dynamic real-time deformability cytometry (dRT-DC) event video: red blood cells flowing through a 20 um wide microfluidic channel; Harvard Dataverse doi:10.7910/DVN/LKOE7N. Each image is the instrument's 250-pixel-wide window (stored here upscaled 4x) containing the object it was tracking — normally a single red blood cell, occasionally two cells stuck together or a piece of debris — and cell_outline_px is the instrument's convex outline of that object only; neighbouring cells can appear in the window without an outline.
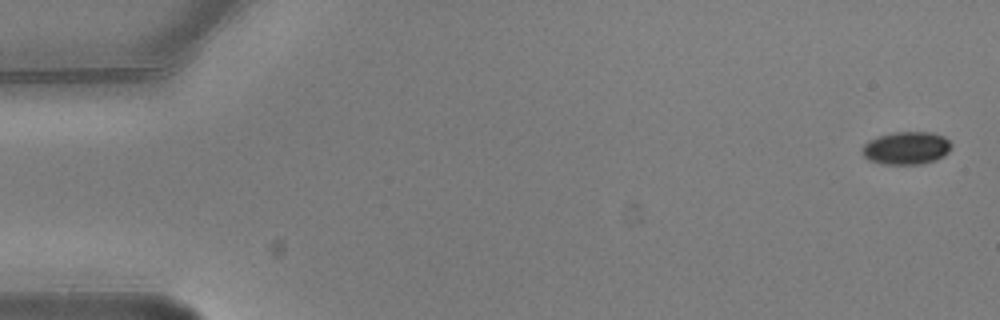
{"species": "common noctule bat (a hibernating species)", "species_latin": "Nyctalus noctula", "temperature_condition": "warm", "stored_images_in_passage": 6, "camera_frame_rate_fps": 3000, "um_per_image_px": 0.085, "animal": {"sex": "male", "body_mass_g": 20.5, "forearm_length_mm": 52.5}, "frame": {"image": 1, "passage_image": 1, "time_ms": 0.0, "image_size_px": [1000, 320], "cell_outline_px": [[952, 148], [944, 156], [936, 160], [920, 164], [884, 164], [868, 160], [860, 152], [864, 144], [868, 140], [880, 136], [896, 132], [932, 132], [944, 136], [952, 144]], "centroid_in_image_um": [77.05, 12.59], "position_along_channel_um": 7.9, "area_um2": 17.17}}
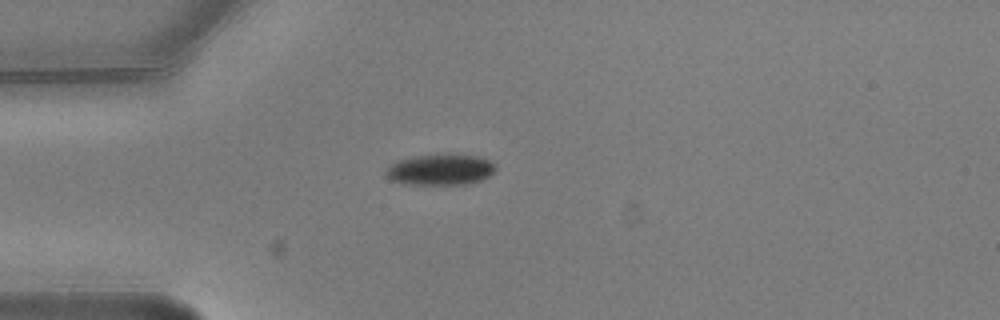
{"frame": {"image": 2, "passage_image": 5, "time_ms": 1.333, "image_size_px": [1000, 320], "cell_outline_px": [[496, 168], [488, 176], [480, 180], [468, 184], [404, 184], [392, 180], [384, 172], [388, 164], [412, 156], [452, 152], [476, 156], [488, 160], [496, 164]], "centroid_in_image_um": [37.42, 14.38], "position_along_channel_um": 47.6, "area_um2": 20.17}}